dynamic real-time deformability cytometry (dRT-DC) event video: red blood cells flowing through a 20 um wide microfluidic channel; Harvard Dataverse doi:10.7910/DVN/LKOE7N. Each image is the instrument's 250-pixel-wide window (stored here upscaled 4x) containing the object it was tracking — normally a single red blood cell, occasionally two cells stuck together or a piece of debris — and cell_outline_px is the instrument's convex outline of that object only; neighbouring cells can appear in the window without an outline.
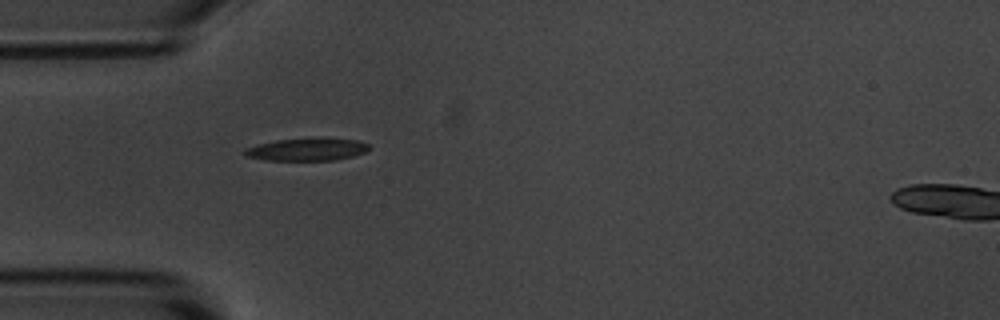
{"species": "common noctule bat (a hibernating species)", "species_latin": "Nyctalus noctula", "temperature_condition": "room temperature", "stored_images_in_passage": 8, "camera_frame_rate_fps": 3000, "um_per_image_px": 0.085, "animal": {"sex": "male", "body_mass_g": 20.1, "forearm_length_mm": 53.5}, "frame": {"image": 1, "passage_image": 7, "time_ms": 7.0, "image_size_px": [1000, 320], "cell_outline_px": [[368, 148], [364, 152], [352, 156], [336, 160], [264, 160], [244, 156], [244, 148], [256, 144], [276, 140], [324, 136], [356, 140], [368, 144]], "centroid_in_image_um": [26.05, 12.67], "position_along_channel_um": 58.9, "area_um2": 16.76}}